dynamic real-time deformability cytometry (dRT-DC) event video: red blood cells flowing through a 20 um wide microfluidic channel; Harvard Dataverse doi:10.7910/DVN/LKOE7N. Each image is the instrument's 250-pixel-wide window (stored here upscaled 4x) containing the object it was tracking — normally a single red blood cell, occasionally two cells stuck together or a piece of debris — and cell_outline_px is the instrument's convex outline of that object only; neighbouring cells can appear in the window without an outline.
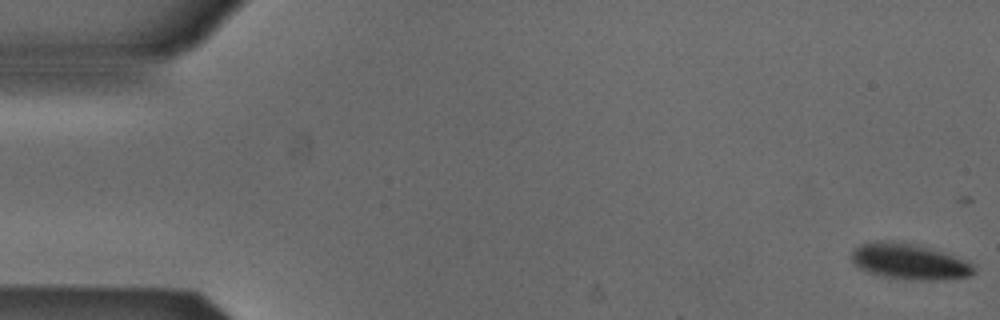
{"species": "Egyptian fruit bat (a non-hibernating species)", "species_latin": "Rousettus aegyptiacus", "temperature_condition": "cold", "stored_images_in_passage": 41, "camera_frame_rate_fps": 3000, "um_per_image_px": 0.085, "animal": {"sex": "male"}, "frame": {"image": 1, "passage_image": 1, "time_ms": 0.0, "image_size_px": [1000, 320], "cell_outline_px": [[976, 272], [972, 276], [944, 280], [912, 280], [880, 276], [856, 268], [852, 264], [852, 252], [860, 244], [876, 240], [888, 240], [908, 244], [940, 252], [968, 260], [972, 264]], "centroid_in_image_um": [77.27, 22.26], "position_along_channel_um": 7.7, "area_um2": 25.49}}
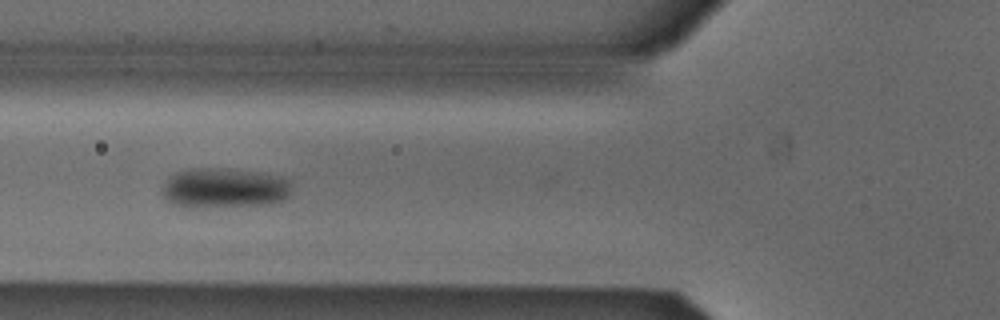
{"frame": {"image": 2, "passage_image": 20, "time_ms": 6.333, "image_size_px": [1000, 320], "cell_outline_px": [[292, 192], [284, 200], [272, 204], [204, 208], [184, 208], [172, 204], [164, 196], [164, 184], [176, 172], [200, 168], [248, 172], [276, 176], [288, 180], [292, 184]], "centroid_in_image_um": [19.08, 16.05], "position_along_channel_um": 106.7, "area_um2": 29.77}}
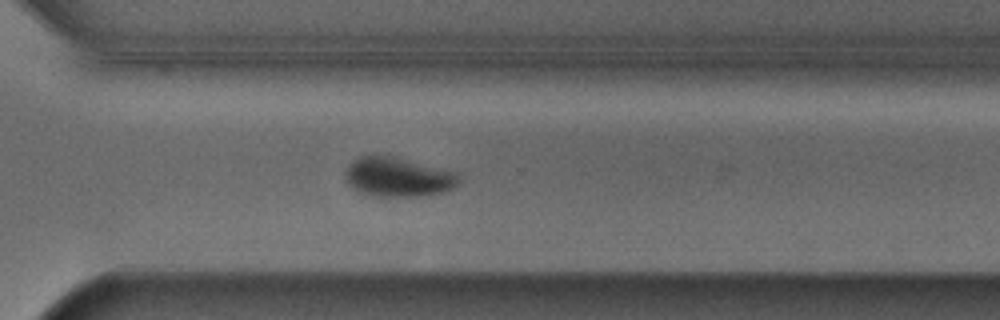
{"frame": {"image": 3, "passage_image": 38, "time_ms": 12.333, "image_size_px": [1000, 320], "cell_outline_px": [[460, 184], [444, 192], [428, 196], [372, 196], [360, 192], [348, 184], [344, 176], [348, 168], [360, 156], [392, 156], [460, 172]], "centroid_in_image_um": [33.92, 15.07], "position_along_channel_um": 336.7, "area_um2": 26.13}}